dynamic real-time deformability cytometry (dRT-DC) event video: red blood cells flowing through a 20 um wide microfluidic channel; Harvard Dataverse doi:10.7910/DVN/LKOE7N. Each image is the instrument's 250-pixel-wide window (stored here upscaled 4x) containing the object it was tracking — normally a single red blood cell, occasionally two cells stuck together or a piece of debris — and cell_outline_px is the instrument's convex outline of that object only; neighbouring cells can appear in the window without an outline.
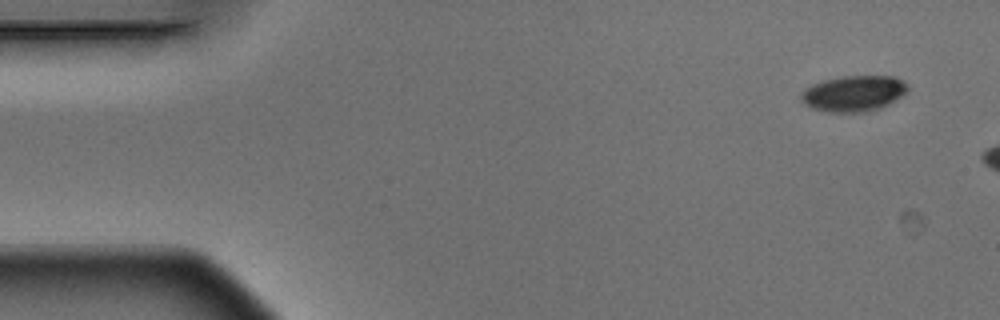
{"species": "Egyptian fruit bat (a non-hibernating species)", "species_latin": "Rousettus aegyptiacus", "temperature_condition": "warm", "stored_images_in_passage": 7, "segment_of_instrument_passage": [1, 2], "camera_frame_rate_fps": 3000, "um_per_image_px": 0.085, "animal": {"sex": "male"}, "frame": {"image": 1, "passage_image": 1, "time_ms": 0.0, "image_size_px": [1000, 320], "cell_outline_px": [[908, 88], [896, 100], [880, 108], [868, 112], [828, 112], [812, 108], [804, 104], [800, 100], [800, 96], [804, 88], [812, 84], [824, 80], [844, 76], [896, 76], [904, 80], [908, 84]], "centroid_in_image_um": [72.55, 7.94], "position_along_channel_um": 12.5, "area_um2": 22.43}}
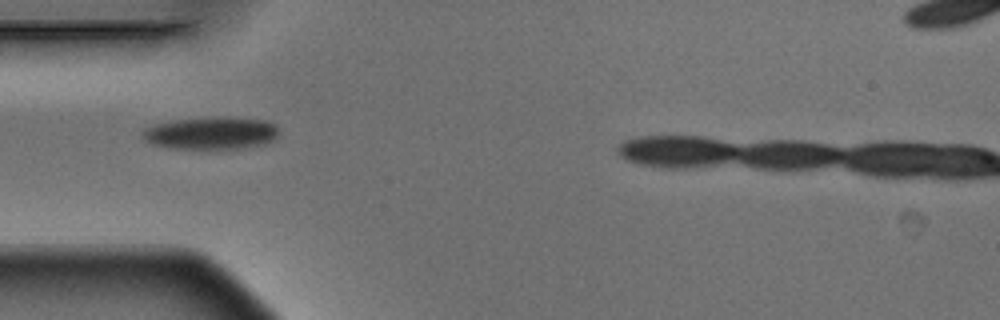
{"frame": {"image": 2, "passage_image": 5, "time_ms": 1.333, "image_size_px": [1000, 320], "cell_outline_px": [[280, 136], [264, 144], [244, 148], [172, 148], [152, 144], [144, 140], [140, 132], [144, 128], [156, 124], [172, 120], [212, 116], [228, 116], [264, 120], [276, 124], [280, 132]], "centroid_in_image_um": [17.97, 11.29], "position_along_channel_um": 67.0, "area_um2": 26.24}}
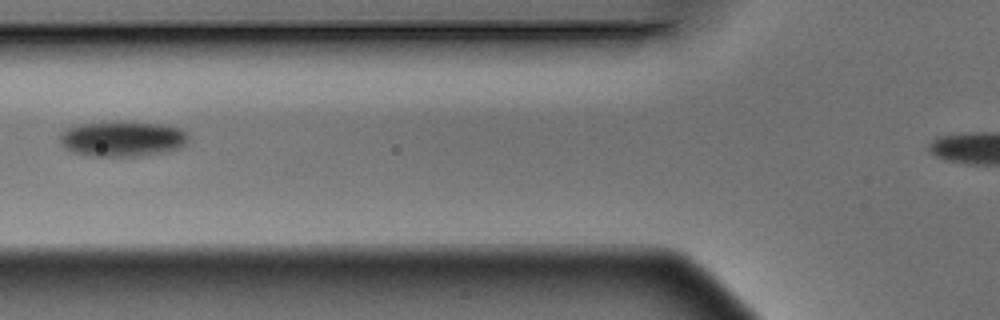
{"frame": {"image": 3, "passage_image": 6, "time_ms": 1.667, "image_size_px": [1000, 320], "cell_outline_px": [[188, 144], [180, 148], [168, 152], [140, 156], [88, 156], [72, 152], [64, 148], [60, 144], [60, 136], [68, 128], [76, 124], [116, 120], [128, 120], [160, 124], [180, 128], [188, 132]], "centroid_in_image_um": [10.43, 11.78], "position_along_channel_um": 115.4, "area_um2": 27.4}}